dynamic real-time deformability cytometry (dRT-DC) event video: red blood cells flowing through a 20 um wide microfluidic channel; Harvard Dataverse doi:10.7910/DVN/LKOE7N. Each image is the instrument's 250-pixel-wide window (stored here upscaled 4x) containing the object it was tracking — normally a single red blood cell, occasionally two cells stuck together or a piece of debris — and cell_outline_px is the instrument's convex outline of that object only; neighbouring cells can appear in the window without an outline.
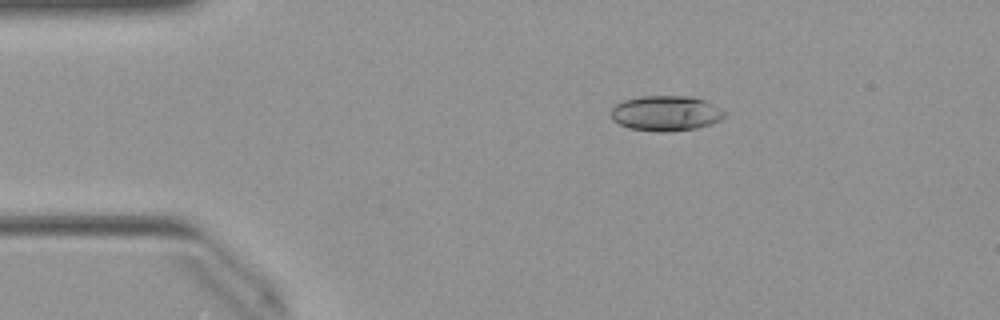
{"species": "Egyptian fruit bat (a non-hibernating species)", "species_latin": "Rousettus aegyptiacus", "temperature_condition": "warm", "stored_images_in_passage": 43, "camera_frame_rate_fps": 3000, "um_per_image_px": 0.085, "animal": {"sex": "female"}, "frame": {"image": 1, "passage_image": 8, "time_ms": 2.333, "image_size_px": [1000, 320], "cell_outline_px": [[728, 116], [712, 124], [696, 128], [664, 132], [660, 132], [628, 128], [612, 120], [612, 108], [616, 104], [624, 100], [640, 96], [692, 96], [704, 100], [728, 112]], "centroid_in_image_um": [56.64, 9.63], "position_along_channel_um": 28.4, "area_um2": 23.47}}
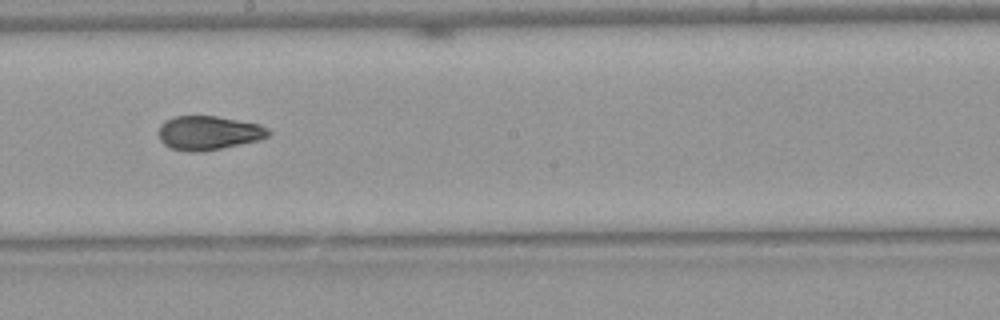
{"frame": {"image": 2, "passage_image": 27, "time_ms": 8.667, "image_size_px": [1000, 320], "cell_outline_px": [[272, 132], [268, 136], [260, 140], [200, 152], [188, 152], [172, 148], [164, 144], [160, 140], [160, 124], [164, 120], [176, 116], [216, 116], [260, 124], [268, 128]], "centroid_in_image_um": [17.74, 11.29], "position_along_channel_um": 230.5, "area_um2": 21.73}}
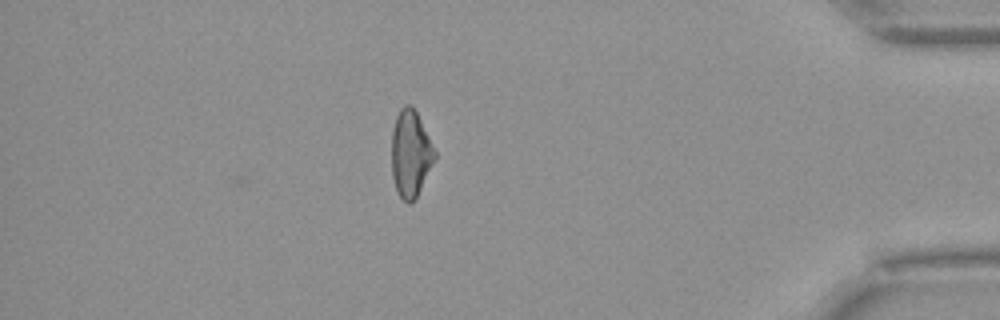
{"frame": {"image": 3, "passage_image": 43, "time_ms": 14.0, "image_size_px": [1000, 320], "cell_outline_px": [[436, 156], [412, 204], [408, 204], [396, 192], [392, 176], [392, 128], [396, 116], [400, 108], [404, 104], [412, 104], [436, 152]], "centroid_in_image_um": [34.86, 13.04], "position_along_channel_um": 400.3, "area_um2": 21.56}, "authors_computed_cell_mechanics": {"area_um2": 22.3108, "velocity_mm_per_s": 4.012, "shape_relaxation_time_tau1_ms": 7.5979, "shape_relaxation_time_tau2_ms": 2.4541, "deformation_change_tau1": 0.1766, "deformation_change_tau2": 0.0791}}